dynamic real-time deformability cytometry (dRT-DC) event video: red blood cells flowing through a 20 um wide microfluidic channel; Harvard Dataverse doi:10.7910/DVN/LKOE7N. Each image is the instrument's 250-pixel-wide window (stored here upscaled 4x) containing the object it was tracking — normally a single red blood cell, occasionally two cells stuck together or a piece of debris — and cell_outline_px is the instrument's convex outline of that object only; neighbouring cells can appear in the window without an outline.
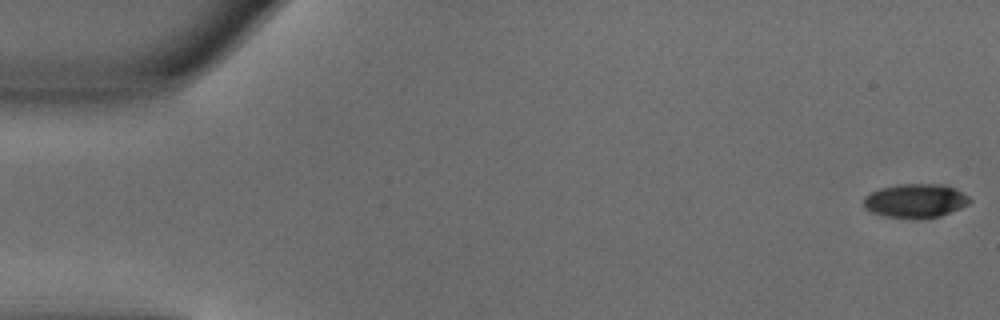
{"species": "common noctule bat (a hibernating species)", "species_latin": "Nyctalus noctula", "temperature_condition": "warm", "stored_images_in_passage": 50, "camera_frame_rate_fps": 3000, "um_per_image_px": 0.085, "animal": {"sex": "male", "body_mass_g": 18.8}, "frame": {"image": 1, "passage_image": 1, "time_ms": 0.0, "image_size_px": [1000, 320], "cell_outline_px": [[972, 200], [968, 204], [960, 208], [940, 216], [916, 220], [912, 220], [884, 216], [872, 212], [864, 208], [864, 196], [880, 188], [896, 184], [944, 184], [956, 188], [968, 196]], "centroid_in_image_um": [77.81, 17.08], "position_along_channel_um": 7.2, "area_um2": 21.33}}
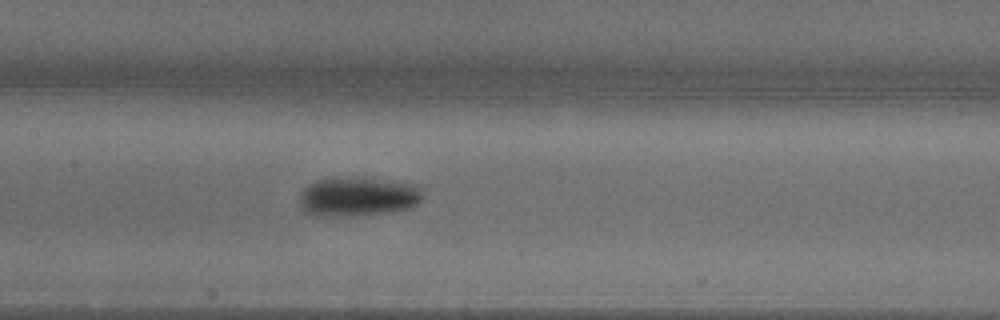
{"frame": {"image": 2, "passage_image": 24, "time_ms": 7.667, "image_size_px": [1000, 320], "cell_outline_px": [[420, 200], [416, 204], [408, 208], [392, 212], [344, 216], [332, 216], [304, 212], [300, 204], [300, 196], [304, 188], [316, 180], [332, 176], [364, 176], [416, 184], [420, 188]], "centroid_in_image_um": [30.41, 16.66], "position_along_channel_um": 177.0, "area_um2": 28.5}}
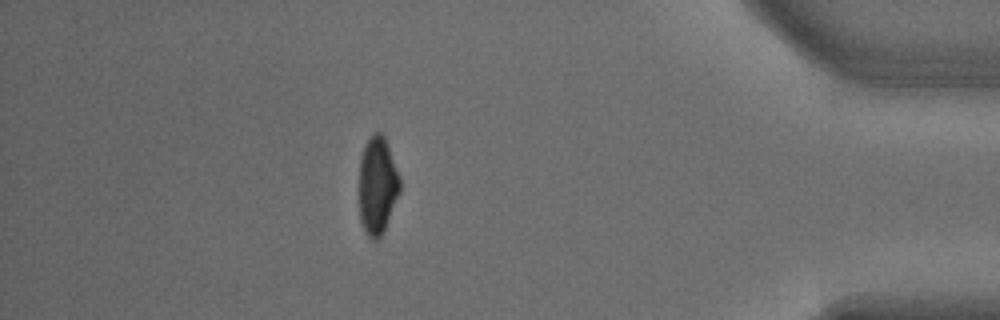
{"frame": {"image": 3, "passage_image": 44, "time_ms": 14.333, "image_size_px": [1000, 320], "cell_outline_px": [[400, 192], [384, 232], [376, 240], [372, 240], [364, 232], [360, 220], [360, 156], [364, 144], [372, 132], [380, 132], [384, 136], [388, 144], [400, 176]], "centroid_in_image_um": [32.09, 15.75], "position_along_channel_um": 403.1, "area_um2": 23.52}, "authors_computed_cell_mechanics": {"area_um2": 23.8714, "velocity_mm_per_s": 4.0526, "shape_relaxation_time_tau1_ms": 2.0125, "shape_relaxation_time_tau2_ms": 8.3162, "deformation_change_tau1": 0.1523, "deformation_change_tau2": 0.1226}}